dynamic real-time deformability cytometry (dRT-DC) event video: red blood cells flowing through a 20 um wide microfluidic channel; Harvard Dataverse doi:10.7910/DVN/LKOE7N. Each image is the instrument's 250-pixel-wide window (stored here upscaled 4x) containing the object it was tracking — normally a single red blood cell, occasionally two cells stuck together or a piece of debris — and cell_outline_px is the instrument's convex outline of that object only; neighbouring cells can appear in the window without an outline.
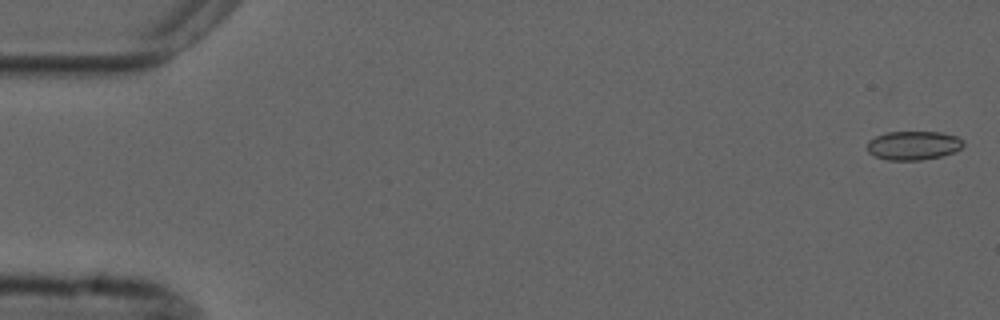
{"species": "common noctule bat (a hibernating species)", "species_latin": "Nyctalus noctula", "temperature_condition": "cold", "stored_images_in_passage": 3, "camera_frame_rate_fps": 3000, "um_per_image_px": 0.085, "animal": {"sex": "male", "forearm_length_mm": 52.5}, "frame": {"image": 1, "passage_image": 1, "time_ms": 0.0, "image_size_px": [1000, 320], "cell_outline_px": [[964, 144], [956, 152], [940, 156], [920, 160], [888, 160], [876, 156], [868, 152], [868, 140], [884, 132], [940, 132], [956, 136], [964, 140]], "centroid_in_image_um": [77.65, 12.35], "position_along_channel_um": 7.4, "area_um2": 16.18}}
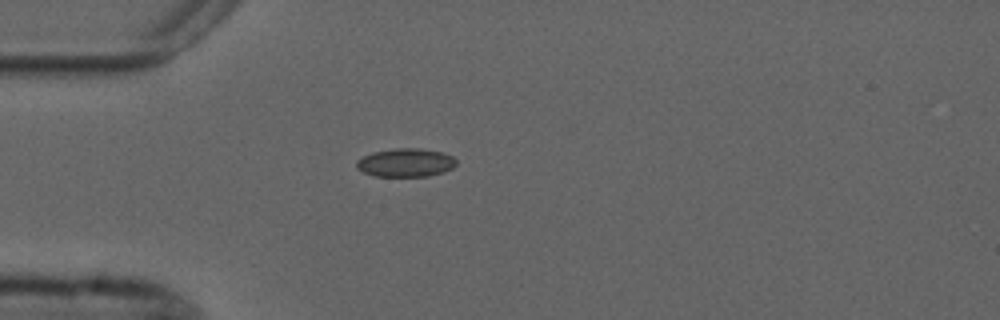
{"frame": {"image": 2, "passage_image": 3, "time_ms": 4.667, "image_size_px": [1000, 320], "cell_outline_px": [[456, 164], [452, 168], [444, 172], [428, 176], [372, 176], [356, 168], [356, 160], [372, 152], [396, 148], [420, 148], [444, 152], [452, 156], [456, 160]], "centroid_in_image_um": [34.48, 13.82], "position_along_channel_um": 50.5, "area_um2": 16.65}}